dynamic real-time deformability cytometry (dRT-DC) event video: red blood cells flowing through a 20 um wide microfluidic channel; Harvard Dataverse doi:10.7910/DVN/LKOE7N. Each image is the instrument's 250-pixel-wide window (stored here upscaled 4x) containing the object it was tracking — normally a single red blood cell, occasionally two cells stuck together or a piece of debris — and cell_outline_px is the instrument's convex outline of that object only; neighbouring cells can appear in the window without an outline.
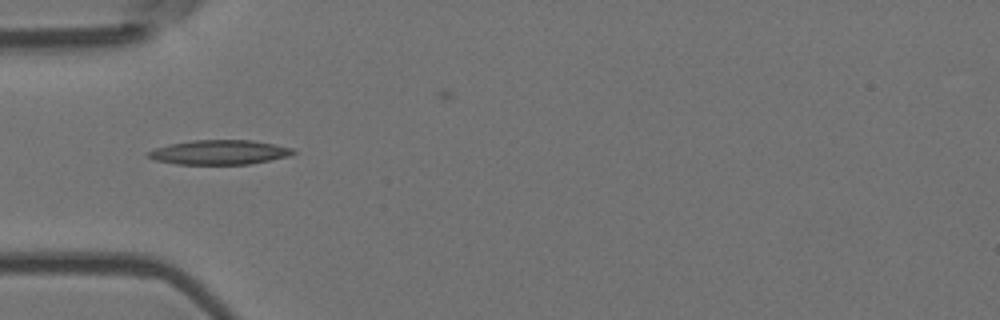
{"species": "Egyptian fruit bat (a non-hibernating species)", "species_latin": "Rousettus aegyptiacus", "temperature_condition": "room temperature", "stored_images_in_passage": 8, "camera_frame_rate_fps": 3000, "um_per_image_px": 0.085, "animal": {"sex": "female"}, "frame": {"image": 1, "passage_image": 5, "time_ms": 1.333, "image_size_px": [1000, 320], "cell_outline_px": [[296, 152], [288, 156], [248, 164], [176, 164], [156, 160], [148, 156], [144, 152], [156, 148], [172, 144], [192, 140], [252, 140], [292, 148]], "centroid_in_image_um": [18.62, 12.94], "position_along_channel_um": 66.4, "area_um2": 20.4}}
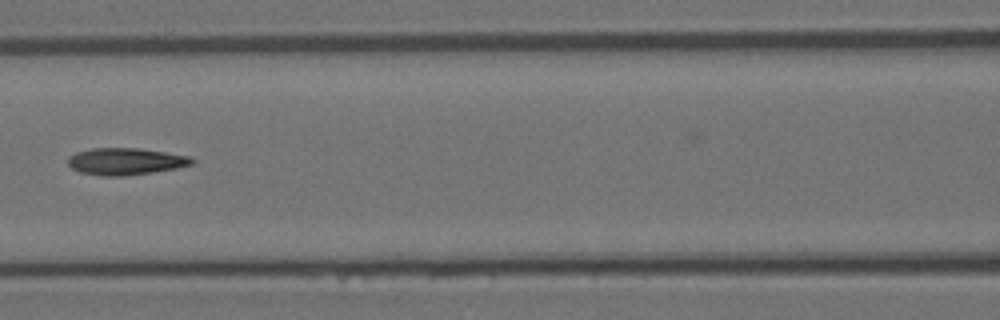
{"frame": {"image": 2, "passage_image": 7, "time_ms": 2.0, "image_size_px": [1000, 320], "cell_outline_px": [[196, 160], [192, 164], [176, 168], [152, 172], [124, 176], [100, 176], [80, 172], [72, 168], [68, 164], [68, 156], [76, 152], [92, 148], [136, 148], [192, 156]], "centroid_in_image_um": [10.67, 13.72], "position_along_channel_um": 155.9, "area_um2": 19.48}}
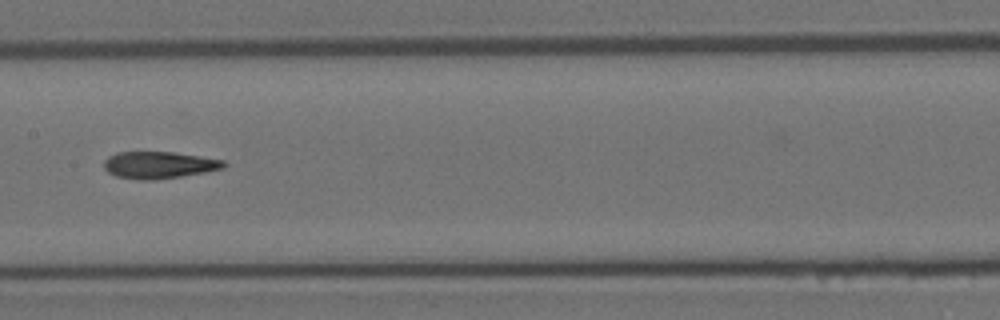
{"frame": {"image": 3, "passage_image": 8, "time_ms": 2.333, "image_size_px": [1000, 320], "cell_outline_px": [[228, 164], [224, 168], [204, 172], [180, 176], [152, 180], [140, 180], [116, 176], [108, 172], [104, 168], [104, 160], [108, 156], [116, 152], [172, 152], [200, 156], [224, 160]], "centroid_in_image_um": [13.5, 14.02], "position_along_channel_um": 193.9, "area_um2": 18.79}}